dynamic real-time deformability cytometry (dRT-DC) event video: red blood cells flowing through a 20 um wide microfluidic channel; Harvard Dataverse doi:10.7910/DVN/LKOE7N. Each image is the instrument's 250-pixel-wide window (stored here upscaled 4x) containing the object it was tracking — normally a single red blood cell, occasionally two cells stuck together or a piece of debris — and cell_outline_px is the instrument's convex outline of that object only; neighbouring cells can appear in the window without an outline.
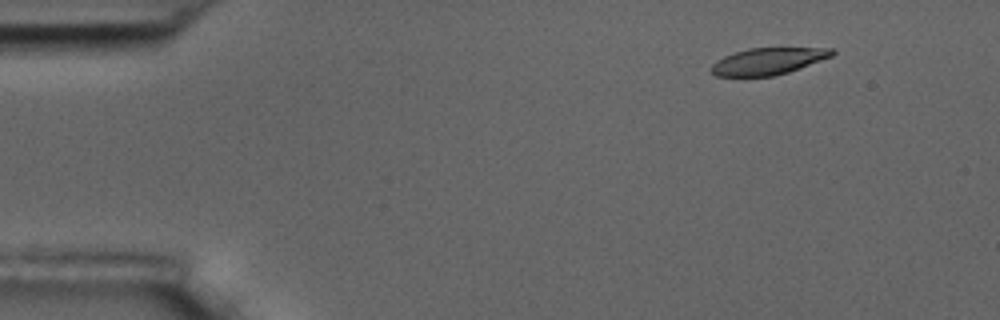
{"species": "common noctule bat (a hibernating species)", "species_latin": "Nyctalus noctula", "temperature_condition": "room temperature", "stored_images_in_passage": 5, "segment_of_instrument_passage": [1, 2], "camera_frame_rate_fps": 3000, "um_per_image_px": 0.085, "animal": {"sex": "male", "body_mass_g": 17.5, "forearm_length_mm": 52.3}, "frame": {"image": 1, "passage_image": 2, "time_ms": 1.333, "image_size_px": [1000, 320], "cell_outline_px": [[836, 52], [832, 56], [800, 68], [788, 72], [772, 76], [716, 76], [708, 68], [716, 60], [724, 56], [748, 48], [836, 48]], "centroid_in_image_um": [65.28, 5.2], "position_along_channel_um": 19.7, "area_um2": 18.84}}